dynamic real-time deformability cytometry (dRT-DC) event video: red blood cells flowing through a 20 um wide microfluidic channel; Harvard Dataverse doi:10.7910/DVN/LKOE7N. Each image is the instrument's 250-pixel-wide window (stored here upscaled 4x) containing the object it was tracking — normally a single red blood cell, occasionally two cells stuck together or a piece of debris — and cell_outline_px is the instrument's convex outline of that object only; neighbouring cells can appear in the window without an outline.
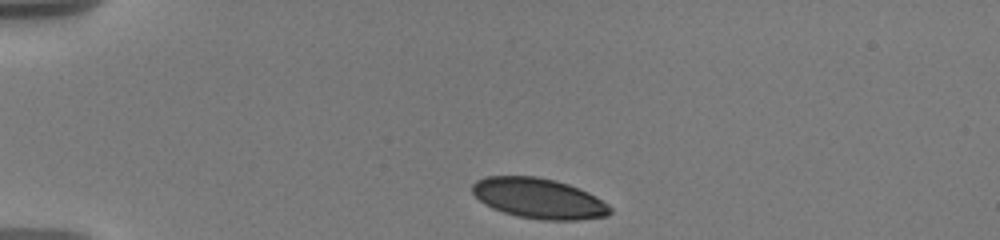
{"species": "human", "species_latin": "Homo sapiens", "temperature_condition": "warm", "stored_images_in_passage": 15, "camera_frame_rate_fps": 3000, "um_per_image_px": 0.085, "donor": {"sex": "male"}, "frame": {"image": 1, "passage_image": 1, "time_ms": 0.0, "image_size_px": [1000, 240], "cell_outline_px": [[612, 212], [608, 216], [580, 220], [544, 220], [516, 216], [492, 208], [484, 204], [472, 192], [472, 184], [476, 180], [484, 176], [536, 176], [556, 180], [580, 188], [596, 196], [608, 204], [612, 208]], "centroid_in_image_um": [45.81, 16.86], "position_along_channel_um": 39.2, "area_um2": 32.66}}
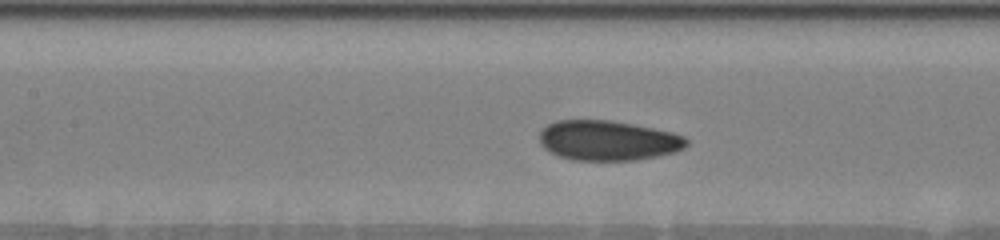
{"frame": {"image": 2, "passage_image": 10, "time_ms": 4.667, "image_size_px": [1000, 240], "cell_outline_px": [[688, 144], [684, 148], [676, 152], [656, 156], [632, 160], [572, 160], [560, 156], [544, 148], [540, 144], [540, 132], [548, 124], [556, 120], [612, 120], [672, 132], [684, 136], [688, 140]], "centroid_in_image_um": [51.68, 11.94], "position_along_channel_um": 155.7, "area_um2": 34.16}}
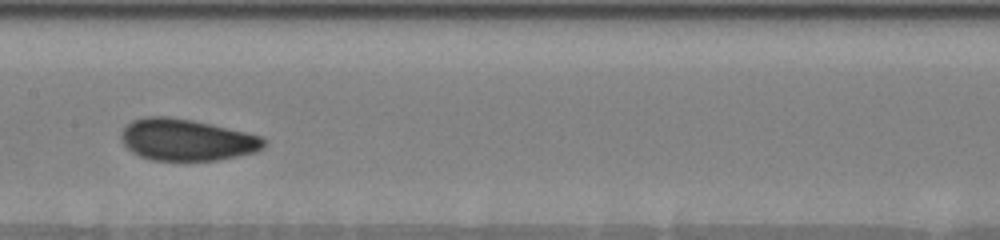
{"frame": {"image": 3, "passage_image": 14, "time_ms": 5.667, "image_size_px": [1000, 240], "cell_outline_px": [[264, 148], [256, 152], [216, 160], [152, 160], [140, 156], [132, 152], [120, 140], [120, 132], [132, 120], [144, 116], [168, 116], [192, 120], [244, 132], [260, 136], [264, 140]], "centroid_in_image_um": [15.81, 11.88], "position_along_channel_um": 191.6, "area_um2": 34.45}}